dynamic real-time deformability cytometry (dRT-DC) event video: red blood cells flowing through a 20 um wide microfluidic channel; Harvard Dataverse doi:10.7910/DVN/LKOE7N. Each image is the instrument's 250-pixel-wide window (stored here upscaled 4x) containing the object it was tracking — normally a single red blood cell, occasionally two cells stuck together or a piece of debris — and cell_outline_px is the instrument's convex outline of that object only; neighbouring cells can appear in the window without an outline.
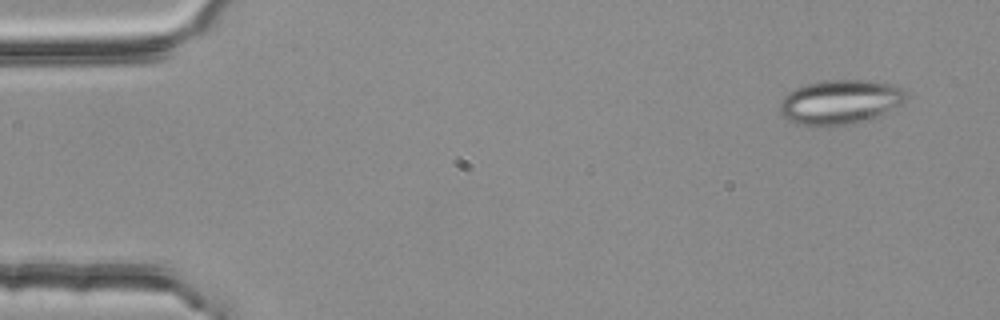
{"species": "common noctule bat (a hibernating species)", "species_latin": "Nyctalus noctula", "temperature_condition": "room temperature", "stored_images_in_passage": 4, "camera_frame_rate_fps": 3000, "um_per_image_px": 0.085, "animal": {"sex": "female", "body_mass_g": 25.1}, "frame": {"image": 1, "passage_image": 1, "time_ms": 0.0, "image_size_px": [1000, 320], "cell_outline_px": [[908, 100], [868, 120], [832, 128], [828, 128], [792, 124], [780, 112], [780, 100], [788, 92], [804, 84], [824, 80], [872, 80], [892, 84], [904, 88], [908, 92]], "centroid_in_image_um": [71.4, 8.69], "position_along_channel_um": 13.6, "area_um2": 33.52}}
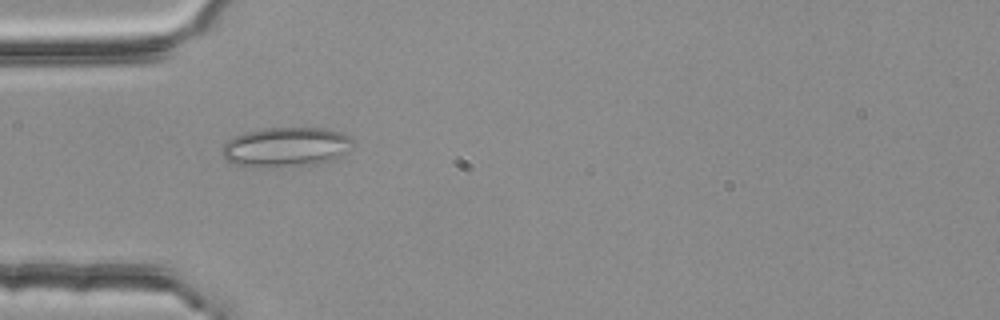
{"frame": {"image": 2, "passage_image": 4, "time_ms": 1.0, "image_size_px": [1000, 320], "cell_outline_px": [[352, 140], [348, 152], [332, 160], [292, 164], [236, 164], [224, 160], [224, 144], [232, 136], [264, 128], [328, 128], [352, 136]], "centroid_in_image_um": [24.35, 12.42], "position_along_channel_um": 60.6, "area_um2": 28.78}}